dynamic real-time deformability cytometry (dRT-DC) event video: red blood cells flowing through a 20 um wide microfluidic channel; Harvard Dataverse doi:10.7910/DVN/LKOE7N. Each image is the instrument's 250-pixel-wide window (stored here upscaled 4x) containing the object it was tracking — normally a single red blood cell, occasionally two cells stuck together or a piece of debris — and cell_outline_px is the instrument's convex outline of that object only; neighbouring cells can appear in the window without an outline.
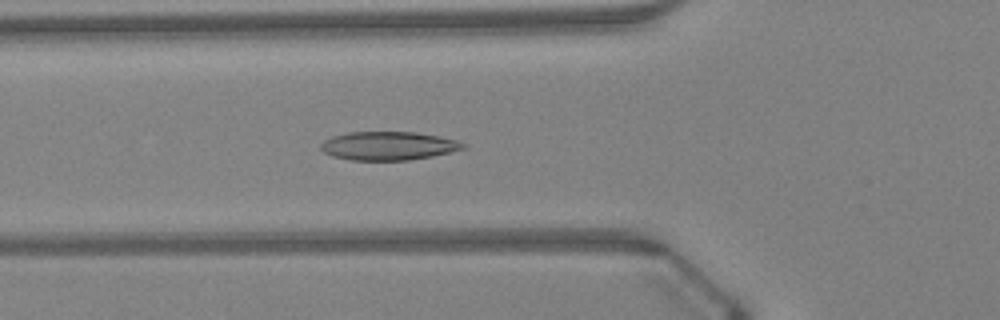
{"species": "Egyptian fruit bat (a non-hibernating species)", "species_latin": "Rousettus aegyptiacus", "temperature_condition": "warm", "stored_images_in_passage": 39, "camera_frame_rate_fps": 3000, "um_per_image_px": 0.085, "animal": {"sex": "female"}, "frame": {"image": 1, "passage_image": 13, "time_ms": 4.0, "image_size_px": [1000, 320], "cell_outline_px": [[468, 144], [464, 148], [432, 156], [408, 160], [352, 160], [332, 156], [324, 152], [320, 148], [320, 144], [324, 140], [332, 136], [348, 132], [416, 132], [440, 136], [456, 140]], "centroid_in_image_um": [32.99, 12.39], "position_along_channel_um": 92.8, "area_um2": 23.64}}
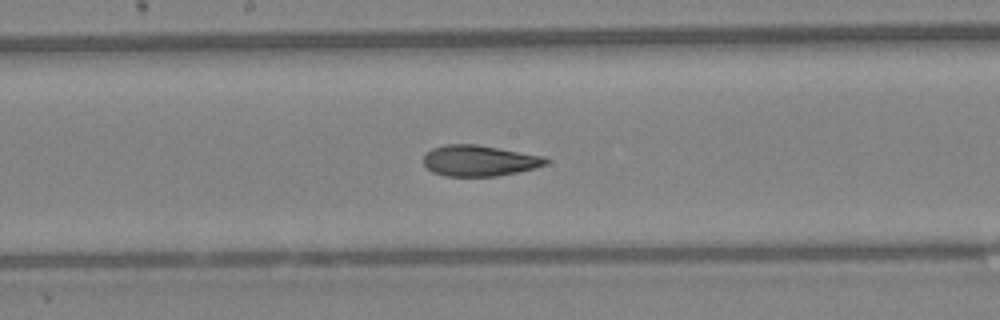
{"frame": {"image": 2, "passage_image": 21, "time_ms": 6.667, "image_size_px": [1000, 320], "cell_outline_px": [[548, 164], [516, 172], [496, 176], [444, 176], [432, 172], [424, 164], [424, 156], [432, 148], [444, 144], [476, 144], [548, 156]], "centroid_in_image_um": [40.76, 13.64], "position_along_channel_um": 207.4, "area_um2": 22.14}}
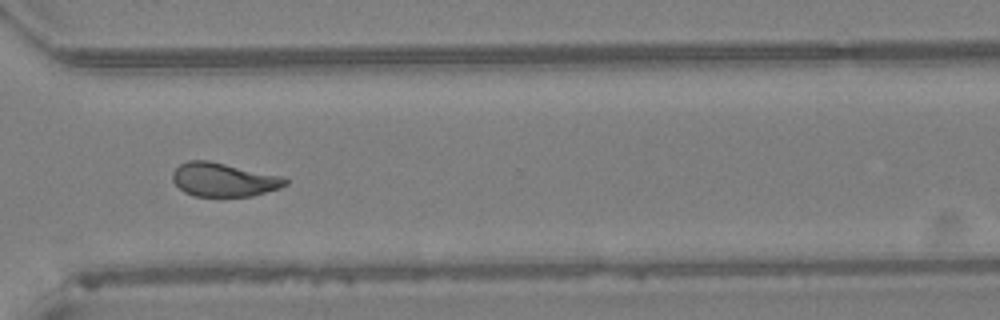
{"frame": {"image": 3, "passage_image": 31, "time_ms": 10.0, "image_size_px": [1000, 320], "cell_outline_px": [[288, 184], [280, 188], [252, 196], [196, 196], [184, 192], [172, 180], [172, 172], [180, 164], [188, 160], [208, 160], [284, 176], [288, 180]], "centroid_in_image_um": [19.03, 15.26], "position_along_channel_um": 351.6, "area_um2": 22.25}, "authors_computed_cell_mechanics": {"area_um2": 23.4668, "velocity_mm_per_s": 4.3207, "shape_relaxation_time_tau1_ms": 10.0696, "shape_relaxation_time_tau2_ms": 2.164, "deformation_change_tau1": 0.2264, "deformation_change_tau2": 0.0892}}